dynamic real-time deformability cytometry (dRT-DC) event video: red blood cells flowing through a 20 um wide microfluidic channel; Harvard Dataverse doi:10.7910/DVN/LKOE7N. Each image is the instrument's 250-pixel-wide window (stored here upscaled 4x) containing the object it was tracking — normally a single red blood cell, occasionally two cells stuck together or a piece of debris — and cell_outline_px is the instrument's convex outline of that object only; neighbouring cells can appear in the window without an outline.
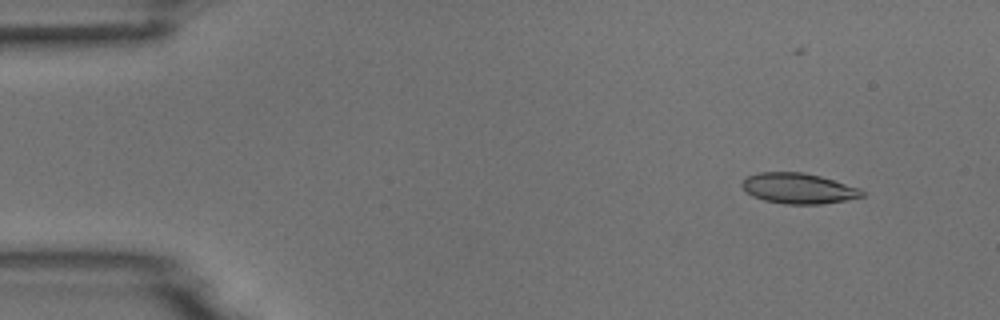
{"species": "common noctule bat (a hibernating species)", "species_latin": "Nyctalus noctula", "temperature_condition": "room temperature", "stored_images_in_passage": 6, "camera_frame_rate_fps": 3000, "um_per_image_px": 0.085, "animal": {"sex": "male", "body_mass_g": 18.8}, "frame": {"image": 1, "passage_image": 2, "time_ms": 1.333, "image_size_px": [1000, 320], "cell_outline_px": [[864, 196], [844, 200], [820, 204], [784, 204], [764, 200], [752, 196], [740, 184], [748, 176], [760, 172], [804, 172], [820, 176], [860, 188], [864, 192]], "centroid_in_image_um": [67.86, 16.01], "position_along_channel_um": 17.1, "area_um2": 21.15}}
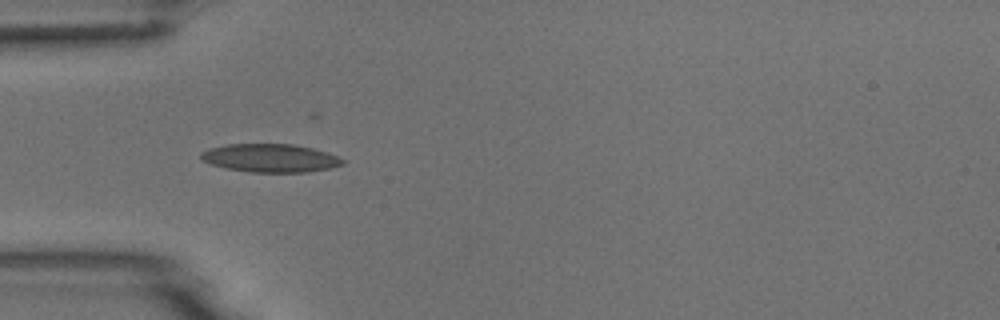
{"frame": {"image": 2, "passage_image": 5, "time_ms": 5.0, "image_size_px": [1000, 320], "cell_outline_px": [[344, 164], [328, 168], [308, 172], [252, 172], [224, 168], [212, 164], [204, 160], [200, 156], [200, 152], [208, 148], [228, 144], [292, 144], [312, 148], [328, 152], [344, 160]], "centroid_in_image_um": [22.96, 13.43], "position_along_channel_um": 62.0, "area_um2": 23.24}}